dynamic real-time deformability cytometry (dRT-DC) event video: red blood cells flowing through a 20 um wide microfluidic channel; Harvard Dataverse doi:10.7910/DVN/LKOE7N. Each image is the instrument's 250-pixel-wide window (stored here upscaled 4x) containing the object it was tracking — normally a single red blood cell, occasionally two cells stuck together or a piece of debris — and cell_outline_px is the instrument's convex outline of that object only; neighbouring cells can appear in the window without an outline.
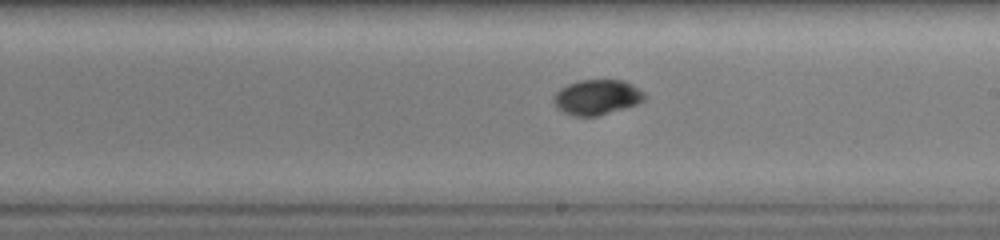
{"species": "common noctule bat (a hibernating species)", "species_latin": "Nyctalus noctula", "temperature_condition": "warm", "stored_images_in_passage": 33, "camera_frame_rate_fps": 3000, "um_per_image_px": 0.085, "animal": {"sex": "female", "body_mass_g": 19.0, "forearm_length_mm": 51.5}, "frame": {"image": 1, "passage_image": 19, "time_ms": 6.0, "image_size_px": [1000, 240], "cell_outline_px": [[648, 96], [644, 100], [636, 104], [624, 108], [596, 116], [572, 116], [560, 112], [556, 108], [552, 100], [552, 96], [560, 88], [568, 84], [580, 80], [624, 80], [640, 88]], "centroid_in_image_um": [50.71, 8.26], "position_along_channel_um": 238.3, "area_um2": 18.9}}
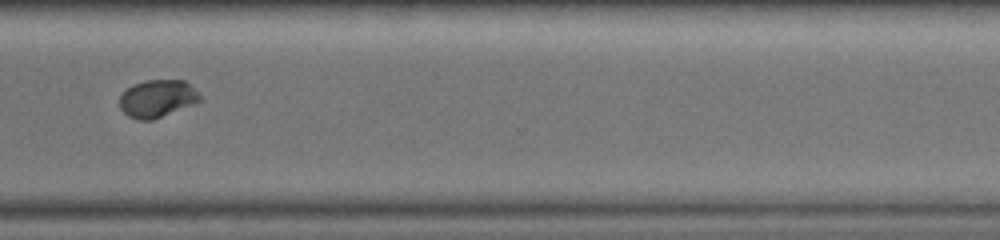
{"frame": {"image": 2, "passage_image": 27, "time_ms": 8.667, "image_size_px": [1000, 240], "cell_outline_px": [[200, 100], [192, 104], [152, 120], [140, 120], [128, 116], [120, 108], [120, 96], [132, 84], [144, 80], [184, 80], [200, 92]], "centroid_in_image_um": [13.36, 8.36], "position_along_channel_um": 357.2, "area_um2": 17.4}}
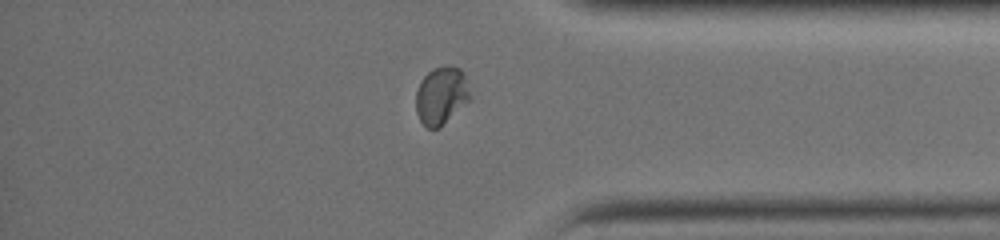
{"frame": {"image": 3, "passage_image": 30, "time_ms": 9.667, "image_size_px": [1000, 240], "cell_outline_px": [[468, 100], [440, 128], [428, 128], [420, 120], [416, 112], [416, 92], [420, 80], [432, 68], [444, 64], [448, 64], [460, 68], [464, 72], [468, 92]], "centroid_in_image_um": [37.47, 8.08], "position_along_channel_um": 397.7, "area_um2": 18.09}}